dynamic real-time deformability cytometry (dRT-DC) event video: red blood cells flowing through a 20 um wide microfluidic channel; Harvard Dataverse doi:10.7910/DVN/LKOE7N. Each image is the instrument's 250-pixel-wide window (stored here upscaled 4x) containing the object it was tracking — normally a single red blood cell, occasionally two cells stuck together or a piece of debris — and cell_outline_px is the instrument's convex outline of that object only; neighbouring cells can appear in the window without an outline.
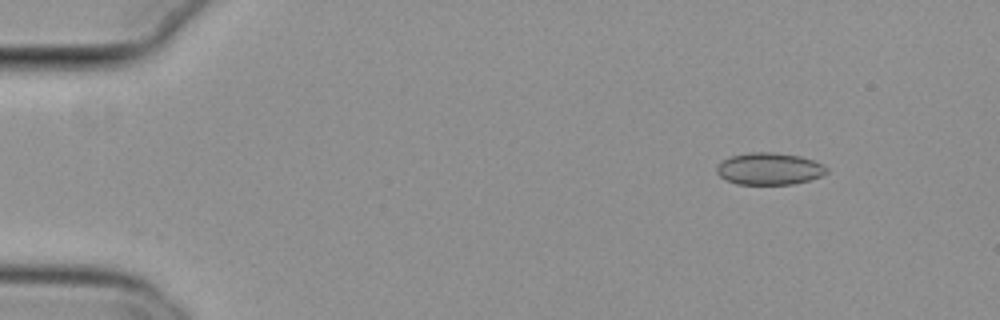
{"species": "common noctule bat (a hibernating species)", "species_latin": "Nyctalus noctula", "temperature_condition": "cold", "stored_images_in_passage": 49, "camera_frame_rate_fps": 3000, "um_per_image_px": 0.085, "animal": {"sex": "female", "body_mass_g": 29.2, "forearm_length_mm": 56.3}, "frame": {"image": 1, "passage_image": 1, "time_ms": 0.0, "image_size_px": [1000, 320], "cell_outline_px": [[828, 172], [820, 176], [808, 180], [792, 184], [736, 184], [720, 176], [716, 172], [716, 164], [732, 156], [748, 152], [772, 152], [800, 156], [824, 164], [828, 168]], "centroid_in_image_um": [65.39, 14.34], "position_along_channel_um": 19.6, "area_um2": 20.46}}
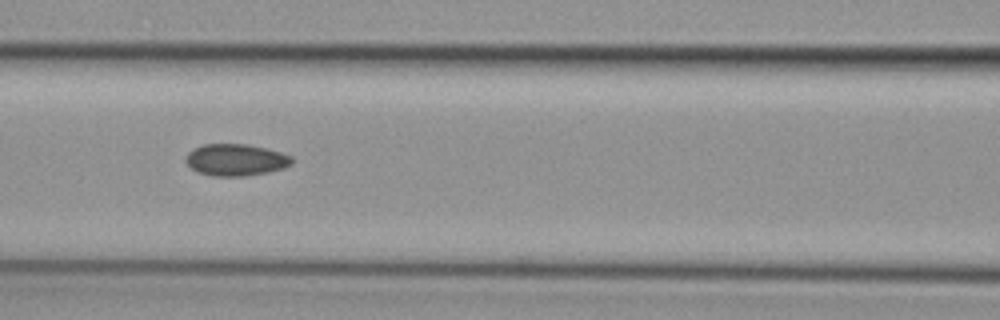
{"frame": {"image": 2, "passage_image": 19, "time_ms": 6.0, "image_size_px": [1000, 320], "cell_outline_px": [[292, 164], [284, 168], [268, 172], [244, 176], [212, 176], [196, 172], [184, 160], [188, 152], [204, 144], [244, 144], [268, 148], [292, 156]], "centroid_in_image_um": [20.05, 13.59], "position_along_channel_um": 146.6, "area_um2": 19.71}}
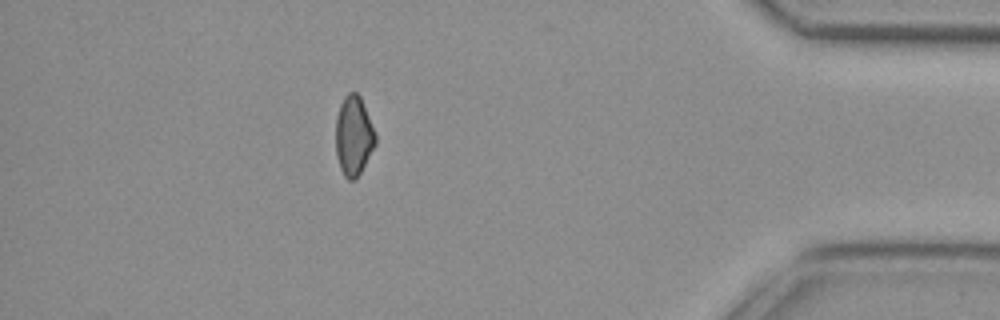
{"frame": {"image": 3, "passage_image": 43, "time_ms": 14.0, "image_size_px": [1000, 320], "cell_outline_px": [[376, 144], [356, 180], [348, 180], [344, 176], [340, 168], [336, 156], [336, 116], [340, 104], [344, 96], [348, 92], [356, 92], [360, 96], [376, 136]], "centroid_in_image_um": [30.04, 11.56], "position_along_channel_um": 405.2, "area_um2": 18.38}, "authors_computed_cell_mechanics": {"area_um2": 19.5942, "velocity_mm_per_s": 3.796, "shape_relaxation_time_tau1_ms": null, "shape_relaxation_time_tau2_ms": 4.8128, "deformation_change_tau1": null, "deformation_change_tau2": 0.0872}}